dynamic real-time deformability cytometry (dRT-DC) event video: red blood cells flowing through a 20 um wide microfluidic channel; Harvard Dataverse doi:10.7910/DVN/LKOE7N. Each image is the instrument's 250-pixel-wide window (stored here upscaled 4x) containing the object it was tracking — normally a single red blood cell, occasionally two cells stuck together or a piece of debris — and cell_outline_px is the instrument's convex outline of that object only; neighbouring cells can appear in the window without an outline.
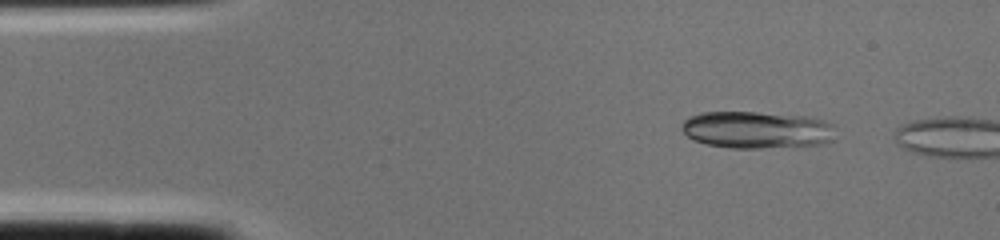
{"species": "common noctule bat (a hibernating species)", "species_latin": "Nyctalus noctula", "temperature_condition": "cold", "stored_images_in_passage": 3, "camera_frame_rate_fps": 3000, "um_per_image_px": 0.085, "animal": {"sex": "female", "body_mass_g": 22.0, "forearm_length_mm": 56.7}, "frame": {"image": 1, "passage_image": 1, "time_ms": 0.0, "image_size_px": [1000, 240], "cell_outline_px": [[832, 140], [824, 144], [792, 148], [732, 148], [704, 144], [692, 140], [680, 128], [680, 124], [688, 116], [700, 112], [756, 112], [808, 116], [824, 120], [832, 124]], "centroid_in_image_um": [64.3, 11.05], "position_along_channel_um": 20.7, "area_um2": 33.93}}